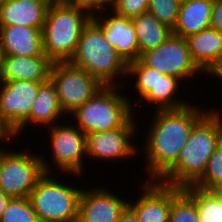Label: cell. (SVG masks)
<instances>
[{"label":"cell","mask_w":222,"mask_h":222,"mask_svg":"<svg viewBox=\"0 0 222 222\" xmlns=\"http://www.w3.org/2000/svg\"><path fill=\"white\" fill-rule=\"evenodd\" d=\"M187 105L179 109L153 110L145 143L146 181H159L177 162L192 128L210 111Z\"/></svg>","instance_id":"cell-1"},{"label":"cell","mask_w":222,"mask_h":222,"mask_svg":"<svg viewBox=\"0 0 222 222\" xmlns=\"http://www.w3.org/2000/svg\"><path fill=\"white\" fill-rule=\"evenodd\" d=\"M221 109H211L193 128L176 164L159 180L160 183L186 187L204 173L207 162L222 139Z\"/></svg>","instance_id":"cell-2"},{"label":"cell","mask_w":222,"mask_h":222,"mask_svg":"<svg viewBox=\"0 0 222 222\" xmlns=\"http://www.w3.org/2000/svg\"><path fill=\"white\" fill-rule=\"evenodd\" d=\"M69 62L85 70L103 86L126 83L119 82V79L127 77L128 64L109 44L102 28L93 19L84 27Z\"/></svg>","instance_id":"cell-3"},{"label":"cell","mask_w":222,"mask_h":222,"mask_svg":"<svg viewBox=\"0 0 222 222\" xmlns=\"http://www.w3.org/2000/svg\"><path fill=\"white\" fill-rule=\"evenodd\" d=\"M92 15L71 2L50 3L42 30L44 54L53 62L70 61Z\"/></svg>","instance_id":"cell-4"},{"label":"cell","mask_w":222,"mask_h":222,"mask_svg":"<svg viewBox=\"0 0 222 222\" xmlns=\"http://www.w3.org/2000/svg\"><path fill=\"white\" fill-rule=\"evenodd\" d=\"M121 88V89H120ZM124 86H103L83 105L69 114L85 134L122 127L134 114L133 100L121 92Z\"/></svg>","instance_id":"cell-5"},{"label":"cell","mask_w":222,"mask_h":222,"mask_svg":"<svg viewBox=\"0 0 222 222\" xmlns=\"http://www.w3.org/2000/svg\"><path fill=\"white\" fill-rule=\"evenodd\" d=\"M54 176V173H44L29 196L39 222H77L83 188Z\"/></svg>","instance_id":"cell-6"},{"label":"cell","mask_w":222,"mask_h":222,"mask_svg":"<svg viewBox=\"0 0 222 222\" xmlns=\"http://www.w3.org/2000/svg\"><path fill=\"white\" fill-rule=\"evenodd\" d=\"M134 77V89L137 100L133 104L138 107L144 103L152 105L155 110L179 109L186 107L191 101L180 99L178 90L182 83L179 79L144 65L139 59L128 63L127 77ZM177 96V97H176ZM139 97V98H138ZM139 99V100H138ZM155 105V108L153 106Z\"/></svg>","instance_id":"cell-7"},{"label":"cell","mask_w":222,"mask_h":222,"mask_svg":"<svg viewBox=\"0 0 222 222\" xmlns=\"http://www.w3.org/2000/svg\"><path fill=\"white\" fill-rule=\"evenodd\" d=\"M14 150V151H13ZM9 151L3 159L0 173V190L11 198L29 197L36 182L44 173H54L51 161L41 154L27 151ZM36 154V155H35Z\"/></svg>","instance_id":"cell-8"},{"label":"cell","mask_w":222,"mask_h":222,"mask_svg":"<svg viewBox=\"0 0 222 222\" xmlns=\"http://www.w3.org/2000/svg\"><path fill=\"white\" fill-rule=\"evenodd\" d=\"M70 123L54 124L47 127L49 130V143L52 156L51 165L62 172L78 178L85 171V159H87L86 135L76 126ZM86 157V158H85Z\"/></svg>","instance_id":"cell-9"},{"label":"cell","mask_w":222,"mask_h":222,"mask_svg":"<svg viewBox=\"0 0 222 222\" xmlns=\"http://www.w3.org/2000/svg\"><path fill=\"white\" fill-rule=\"evenodd\" d=\"M50 79L56 86L59 103L66 116L103 87L96 78L69 61L53 63Z\"/></svg>","instance_id":"cell-10"},{"label":"cell","mask_w":222,"mask_h":222,"mask_svg":"<svg viewBox=\"0 0 222 222\" xmlns=\"http://www.w3.org/2000/svg\"><path fill=\"white\" fill-rule=\"evenodd\" d=\"M139 60L164 75L179 79L181 87L187 79L189 82L195 75L197 78L204 75L193 62L186 39L173 33L160 46L141 54Z\"/></svg>","instance_id":"cell-11"},{"label":"cell","mask_w":222,"mask_h":222,"mask_svg":"<svg viewBox=\"0 0 222 222\" xmlns=\"http://www.w3.org/2000/svg\"><path fill=\"white\" fill-rule=\"evenodd\" d=\"M132 116L122 127L86 135L87 158L98 160H127L141 153L132 139L137 134V123ZM136 129V130H135ZM133 137V138H132ZM124 158V159H123ZM122 159V160H121Z\"/></svg>","instance_id":"cell-12"},{"label":"cell","mask_w":222,"mask_h":222,"mask_svg":"<svg viewBox=\"0 0 222 222\" xmlns=\"http://www.w3.org/2000/svg\"><path fill=\"white\" fill-rule=\"evenodd\" d=\"M145 181V183H144ZM141 194L128 206L136 213L139 222H169L172 199L182 190L159 181L143 180Z\"/></svg>","instance_id":"cell-13"},{"label":"cell","mask_w":222,"mask_h":222,"mask_svg":"<svg viewBox=\"0 0 222 222\" xmlns=\"http://www.w3.org/2000/svg\"><path fill=\"white\" fill-rule=\"evenodd\" d=\"M41 83L0 82V115L16 131L30 116Z\"/></svg>","instance_id":"cell-14"},{"label":"cell","mask_w":222,"mask_h":222,"mask_svg":"<svg viewBox=\"0 0 222 222\" xmlns=\"http://www.w3.org/2000/svg\"><path fill=\"white\" fill-rule=\"evenodd\" d=\"M128 199L118 196L114 191L100 186L96 189L82 190L77 222H118L128 206Z\"/></svg>","instance_id":"cell-15"},{"label":"cell","mask_w":222,"mask_h":222,"mask_svg":"<svg viewBox=\"0 0 222 222\" xmlns=\"http://www.w3.org/2000/svg\"><path fill=\"white\" fill-rule=\"evenodd\" d=\"M102 12L93 15L92 19L102 28L109 44L127 64L138 60V38L131 19L116 14L113 10Z\"/></svg>","instance_id":"cell-16"},{"label":"cell","mask_w":222,"mask_h":222,"mask_svg":"<svg viewBox=\"0 0 222 222\" xmlns=\"http://www.w3.org/2000/svg\"><path fill=\"white\" fill-rule=\"evenodd\" d=\"M53 62L43 56H3L0 82L30 81L44 83L50 79Z\"/></svg>","instance_id":"cell-17"},{"label":"cell","mask_w":222,"mask_h":222,"mask_svg":"<svg viewBox=\"0 0 222 222\" xmlns=\"http://www.w3.org/2000/svg\"><path fill=\"white\" fill-rule=\"evenodd\" d=\"M3 56H43L42 30L36 27L0 26Z\"/></svg>","instance_id":"cell-18"},{"label":"cell","mask_w":222,"mask_h":222,"mask_svg":"<svg viewBox=\"0 0 222 222\" xmlns=\"http://www.w3.org/2000/svg\"><path fill=\"white\" fill-rule=\"evenodd\" d=\"M185 39L193 62L210 76L222 62V32L208 28Z\"/></svg>","instance_id":"cell-19"},{"label":"cell","mask_w":222,"mask_h":222,"mask_svg":"<svg viewBox=\"0 0 222 222\" xmlns=\"http://www.w3.org/2000/svg\"><path fill=\"white\" fill-rule=\"evenodd\" d=\"M66 114L62 110L56 86L51 79L41 83L37 98L35 99L29 118L15 131L17 137H19L23 130L30 126H36L47 128L59 123L61 117H66ZM29 124V125H28ZM28 125V126H27Z\"/></svg>","instance_id":"cell-20"},{"label":"cell","mask_w":222,"mask_h":222,"mask_svg":"<svg viewBox=\"0 0 222 222\" xmlns=\"http://www.w3.org/2000/svg\"><path fill=\"white\" fill-rule=\"evenodd\" d=\"M49 5L45 0H7L0 5V26L22 25L43 30Z\"/></svg>","instance_id":"cell-21"},{"label":"cell","mask_w":222,"mask_h":222,"mask_svg":"<svg viewBox=\"0 0 222 222\" xmlns=\"http://www.w3.org/2000/svg\"><path fill=\"white\" fill-rule=\"evenodd\" d=\"M214 0H181L173 34L186 38L211 28V13Z\"/></svg>","instance_id":"cell-22"},{"label":"cell","mask_w":222,"mask_h":222,"mask_svg":"<svg viewBox=\"0 0 222 222\" xmlns=\"http://www.w3.org/2000/svg\"><path fill=\"white\" fill-rule=\"evenodd\" d=\"M138 38L140 55L160 46L172 33V29L146 12L131 19Z\"/></svg>","instance_id":"cell-23"},{"label":"cell","mask_w":222,"mask_h":222,"mask_svg":"<svg viewBox=\"0 0 222 222\" xmlns=\"http://www.w3.org/2000/svg\"><path fill=\"white\" fill-rule=\"evenodd\" d=\"M182 190L195 202L200 222H222V191H209L193 185Z\"/></svg>","instance_id":"cell-24"},{"label":"cell","mask_w":222,"mask_h":222,"mask_svg":"<svg viewBox=\"0 0 222 222\" xmlns=\"http://www.w3.org/2000/svg\"><path fill=\"white\" fill-rule=\"evenodd\" d=\"M193 186L209 191H222V139L207 162L203 175Z\"/></svg>","instance_id":"cell-25"},{"label":"cell","mask_w":222,"mask_h":222,"mask_svg":"<svg viewBox=\"0 0 222 222\" xmlns=\"http://www.w3.org/2000/svg\"><path fill=\"white\" fill-rule=\"evenodd\" d=\"M0 222H39L29 197L11 198Z\"/></svg>","instance_id":"cell-26"},{"label":"cell","mask_w":222,"mask_h":222,"mask_svg":"<svg viewBox=\"0 0 222 222\" xmlns=\"http://www.w3.org/2000/svg\"><path fill=\"white\" fill-rule=\"evenodd\" d=\"M169 222H200L195 202L183 190L172 199Z\"/></svg>","instance_id":"cell-27"},{"label":"cell","mask_w":222,"mask_h":222,"mask_svg":"<svg viewBox=\"0 0 222 222\" xmlns=\"http://www.w3.org/2000/svg\"><path fill=\"white\" fill-rule=\"evenodd\" d=\"M180 4L181 0H149L147 12L173 29L178 18Z\"/></svg>","instance_id":"cell-28"},{"label":"cell","mask_w":222,"mask_h":222,"mask_svg":"<svg viewBox=\"0 0 222 222\" xmlns=\"http://www.w3.org/2000/svg\"><path fill=\"white\" fill-rule=\"evenodd\" d=\"M149 0H115L112 10L132 19L148 11Z\"/></svg>","instance_id":"cell-29"},{"label":"cell","mask_w":222,"mask_h":222,"mask_svg":"<svg viewBox=\"0 0 222 222\" xmlns=\"http://www.w3.org/2000/svg\"><path fill=\"white\" fill-rule=\"evenodd\" d=\"M115 0H71V3L78 5L88 11L92 16L107 10H112Z\"/></svg>","instance_id":"cell-30"},{"label":"cell","mask_w":222,"mask_h":222,"mask_svg":"<svg viewBox=\"0 0 222 222\" xmlns=\"http://www.w3.org/2000/svg\"><path fill=\"white\" fill-rule=\"evenodd\" d=\"M14 138V139H13ZM16 138V140H15ZM17 135L15 130L8 124V122L0 115V148H5L3 147V142H9L15 140L17 141ZM8 140V141H7Z\"/></svg>","instance_id":"cell-31"},{"label":"cell","mask_w":222,"mask_h":222,"mask_svg":"<svg viewBox=\"0 0 222 222\" xmlns=\"http://www.w3.org/2000/svg\"><path fill=\"white\" fill-rule=\"evenodd\" d=\"M211 28L222 32V0H214L213 2Z\"/></svg>","instance_id":"cell-32"},{"label":"cell","mask_w":222,"mask_h":222,"mask_svg":"<svg viewBox=\"0 0 222 222\" xmlns=\"http://www.w3.org/2000/svg\"><path fill=\"white\" fill-rule=\"evenodd\" d=\"M118 222H139V220L136 213L127 206L118 219Z\"/></svg>","instance_id":"cell-33"},{"label":"cell","mask_w":222,"mask_h":222,"mask_svg":"<svg viewBox=\"0 0 222 222\" xmlns=\"http://www.w3.org/2000/svg\"><path fill=\"white\" fill-rule=\"evenodd\" d=\"M11 197L8 195H5L1 190H0V218L2 217V214L4 210L7 207L8 202L10 201Z\"/></svg>","instance_id":"cell-34"},{"label":"cell","mask_w":222,"mask_h":222,"mask_svg":"<svg viewBox=\"0 0 222 222\" xmlns=\"http://www.w3.org/2000/svg\"><path fill=\"white\" fill-rule=\"evenodd\" d=\"M211 78L219 79V82H222V62L220 65L214 70V72L209 76Z\"/></svg>","instance_id":"cell-35"},{"label":"cell","mask_w":222,"mask_h":222,"mask_svg":"<svg viewBox=\"0 0 222 222\" xmlns=\"http://www.w3.org/2000/svg\"><path fill=\"white\" fill-rule=\"evenodd\" d=\"M7 148L8 147H6L5 149L0 148V173H1V169H2V163H3L4 156L10 151Z\"/></svg>","instance_id":"cell-36"},{"label":"cell","mask_w":222,"mask_h":222,"mask_svg":"<svg viewBox=\"0 0 222 222\" xmlns=\"http://www.w3.org/2000/svg\"><path fill=\"white\" fill-rule=\"evenodd\" d=\"M47 2H49V3H53V2H71V0H47Z\"/></svg>","instance_id":"cell-37"},{"label":"cell","mask_w":222,"mask_h":222,"mask_svg":"<svg viewBox=\"0 0 222 222\" xmlns=\"http://www.w3.org/2000/svg\"><path fill=\"white\" fill-rule=\"evenodd\" d=\"M2 50H1V43H0V70H1V66H2Z\"/></svg>","instance_id":"cell-38"},{"label":"cell","mask_w":222,"mask_h":222,"mask_svg":"<svg viewBox=\"0 0 222 222\" xmlns=\"http://www.w3.org/2000/svg\"><path fill=\"white\" fill-rule=\"evenodd\" d=\"M7 0H0V5H3Z\"/></svg>","instance_id":"cell-39"}]
</instances>
